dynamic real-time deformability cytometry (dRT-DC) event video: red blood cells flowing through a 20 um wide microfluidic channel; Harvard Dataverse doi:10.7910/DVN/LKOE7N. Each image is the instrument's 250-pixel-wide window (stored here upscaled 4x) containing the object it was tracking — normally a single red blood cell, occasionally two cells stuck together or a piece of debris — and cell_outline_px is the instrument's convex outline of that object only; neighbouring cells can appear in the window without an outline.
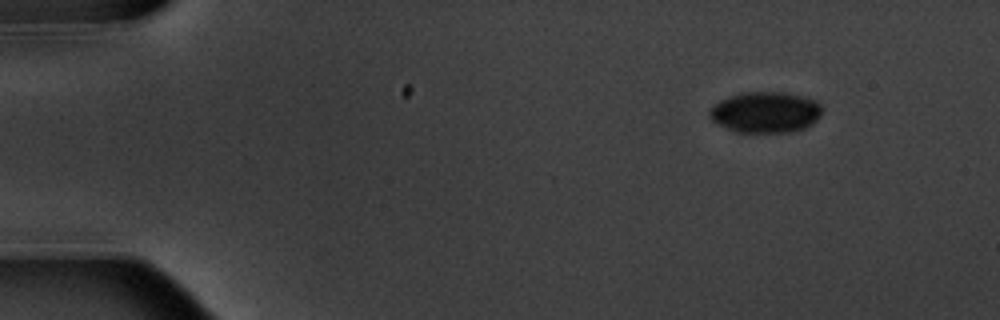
{"species": "common noctule bat (a hibernating species)", "species_latin": "Nyctalus noctula", "temperature_condition": "warm", "stored_images_in_passage": 3, "camera_frame_rate_fps": 3000, "um_per_image_px": 0.085, "animal": {"sex": "male", "body_mass_g": 20.1, "forearm_length_mm": 53.5}, "frame": {"image": 1, "passage_image": 1, "time_ms": 0.0, "image_size_px": [1000, 320], "cell_outline_px": [[820, 116], [812, 124], [804, 128], [792, 132], [736, 132], [716, 124], [708, 116], [708, 112], [720, 100], [728, 96], [740, 92], [784, 92], [816, 100], [820, 104]], "centroid_in_image_um": [65.03, 9.54], "position_along_channel_um": 20.0, "area_um2": 26.93}}
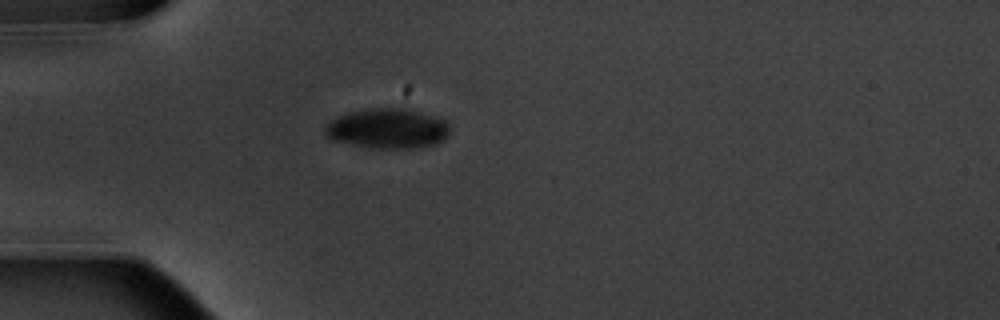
{"frame": {"image": 2, "passage_image": 3, "time_ms": 3.333, "image_size_px": [1000, 320], "cell_outline_px": [[448, 136], [444, 140], [436, 144], [416, 148], [372, 148], [332, 140], [324, 132], [324, 128], [336, 116], [348, 112], [376, 108], [404, 108], [436, 116], [444, 120], [448, 124]], "centroid_in_image_um": [32.96, 10.93], "position_along_channel_um": 52.0, "area_um2": 29.02}}